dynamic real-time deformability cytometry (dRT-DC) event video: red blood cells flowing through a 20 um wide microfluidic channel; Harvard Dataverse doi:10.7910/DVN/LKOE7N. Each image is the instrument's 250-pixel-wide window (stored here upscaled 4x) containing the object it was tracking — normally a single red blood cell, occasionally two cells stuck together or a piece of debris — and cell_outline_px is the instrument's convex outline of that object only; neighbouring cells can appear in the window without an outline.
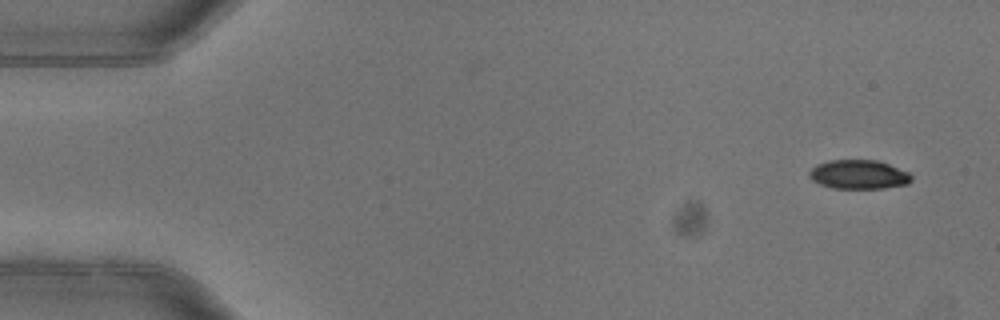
{"species": "common noctule bat (a hibernating species)", "species_latin": "Nyctalus noctula", "temperature_condition": "warm", "stored_images_in_passage": 4, "camera_frame_rate_fps": 3000, "um_per_image_px": 0.085, "animal": {"sex": "female"}, "frame": {"image": 1, "passage_image": 1, "time_ms": 0.0, "image_size_px": [1000, 320], "cell_outline_px": [[912, 180], [908, 184], [884, 188], [832, 188], [820, 184], [812, 180], [808, 176], [808, 172], [816, 164], [828, 160], [876, 160], [888, 164], [908, 172], [912, 176]], "centroid_in_image_um": [72.97, 14.83], "position_along_channel_um": 12.0, "area_um2": 17.34}}
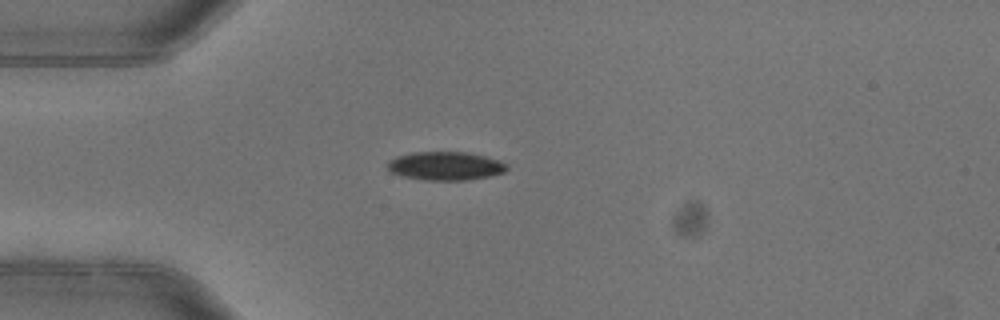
{"frame": {"image": 2, "passage_image": 4, "time_ms": 1.0, "image_size_px": [1000, 320], "cell_outline_px": [[508, 168], [504, 172], [488, 176], [468, 180], [424, 180], [400, 176], [392, 172], [388, 168], [388, 160], [396, 156], [412, 152], [468, 152], [500, 160], [508, 164]], "centroid_in_image_um": [37.86, 14.1], "position_along_channel_um": 47.1, "area_um2": 19.94}}